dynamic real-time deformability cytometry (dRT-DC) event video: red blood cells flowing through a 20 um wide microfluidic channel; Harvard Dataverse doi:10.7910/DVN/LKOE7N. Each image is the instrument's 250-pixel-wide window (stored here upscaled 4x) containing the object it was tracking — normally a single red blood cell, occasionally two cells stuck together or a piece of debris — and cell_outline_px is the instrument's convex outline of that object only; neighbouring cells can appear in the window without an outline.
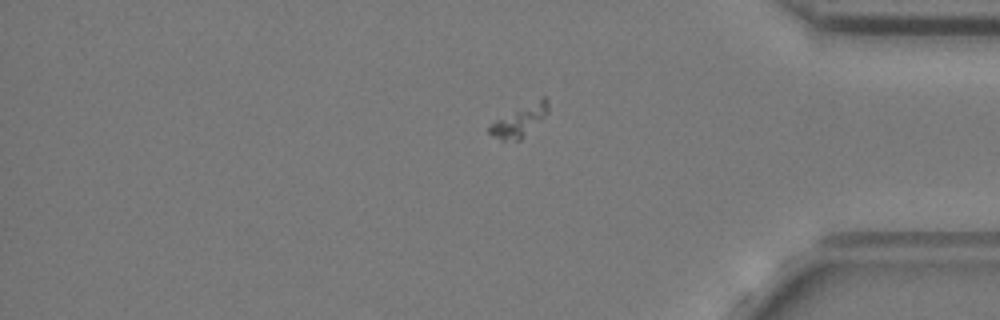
{"species": "common noctule bat (a hibernating species)", "species_latin": "Nyctalus noctula", "temperature_condition": "cold", "stored_images_in_passage": 42, "camera_frame_rate_fps": 3000, "um_per_image_px": 0.085, "animal": {"sex": "female", "body_mass_g": 24.6, "forearm_length_mm": 56.2}, "frame": {"image": 1, "passage_image": 33, "time_ms": 10.667, "image_size_px": [1000, 320], "cell_outline_px": [[548, 112], [520, 140], [500, 140], [492, 136], [488, 132], [488, 124], [540, 96], [544, 96], [548, 100]], "centroid_in_image_um": [44.14, 10.24], "position_along_channel_um": 391.1, "area_um2": 10.64}}
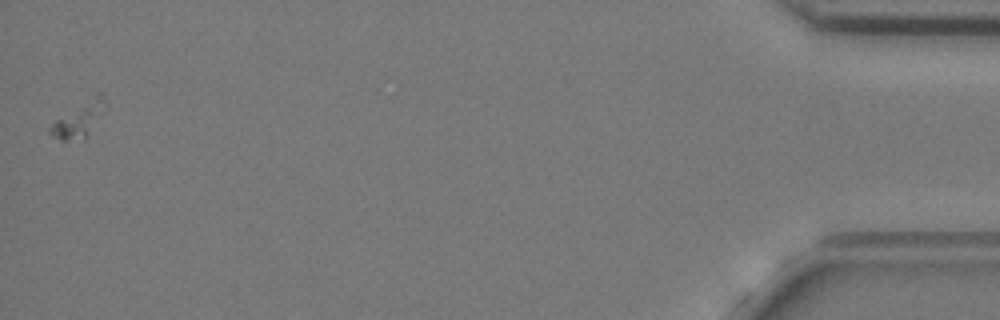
{"frame": {"image": 2, "passage_image": 42, "time_ms": 13.667, "image_size_px": [1000, 320], "cell_outline_px": [[108, 104], [88, 136], [84, 140], [60, 140], [52, 136], [48, 132], [48, 128], [56, 120], [96, 92], [100, 92], [104, 96]], "centroid_in_image_um": [6.76, 10.14], "position_along_channel_um": 428.4, "area_um2": 11.39}}